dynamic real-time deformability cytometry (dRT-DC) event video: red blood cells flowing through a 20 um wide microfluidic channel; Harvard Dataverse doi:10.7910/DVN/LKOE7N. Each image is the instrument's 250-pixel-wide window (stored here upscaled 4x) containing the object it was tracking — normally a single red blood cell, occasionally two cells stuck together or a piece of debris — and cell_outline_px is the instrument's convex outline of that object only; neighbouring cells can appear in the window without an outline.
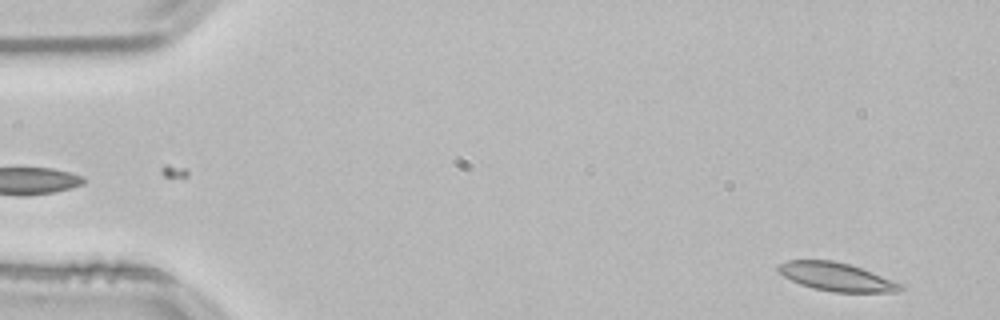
{"species": "common noctule bat (a hibernating species)", "species_latin": "Nyctalus noctula", "temperature_condition": "room temperature", "stored_images_in_passage": 15, "camera_frame_rate_fps": 3000, "um_per_image_px": 0.085, "animal": {"sex": "male", "body_mass_g": 21.5, "forearm_length_mm": 52.0}, "frame": {"image": 1, "passage_image": 3, "time_ms": 0.667, "image_size_px": [1000, 320], "cell_outline_px": [[904, 288], [896, 292], [832, 292], [812, 288], [800, 284], [784, 276], [776, 268], [776, 264], [788, 260], [832, 260], [848, 264], [872, 272], [904, 284]], "centroid_in_image_um": [71.09, 23.53], "position_along_channel_um": 13.9, "area_um2": 20.17}}